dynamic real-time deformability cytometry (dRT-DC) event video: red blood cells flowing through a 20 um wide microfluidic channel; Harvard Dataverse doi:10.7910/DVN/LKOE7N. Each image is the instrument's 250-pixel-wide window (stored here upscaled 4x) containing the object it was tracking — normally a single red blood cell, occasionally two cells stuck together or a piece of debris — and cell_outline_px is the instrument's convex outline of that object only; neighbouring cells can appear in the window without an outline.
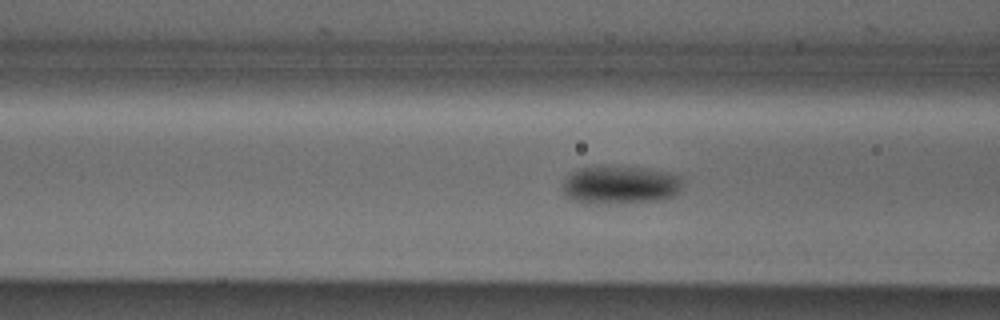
{"species": "Egyptian fruit bat (a non-hibernating species)", "species_latin": "Rousettus aegyptiacus", "temperature_condition": "cold", "stored_images_in_passage": 41, "camera_frame_rate_fps": 3000, "um_per_image_px": 0.085, "animal": {"sex": "male"}, "frame": {"image": 1, "passage_image": 7, "time_ms": 2.0, "image_size_px": [1000, 320], "cell_outline_px": [[684, 184], [680, 192], [676, 196], [664, 200], [600, 204], [584, 204], [564, 196], [560, 188], [564, 180], [576, 168], [604, 164], [612, 164], [648, 168], [668, 172], [684, 176]], "centroid_in_image_um": [52.74, 15.69], "position_along_channel_um": 113.9, "area_um2": 28.32}}
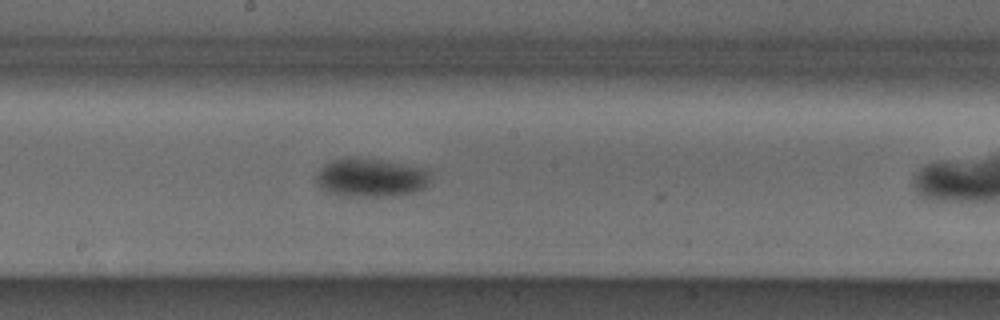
{"frame": {"image": 2, "passage_image": 15, "time_ms": 4.667, "image_size_px": [1000, 320], "cell_outline_px": [[428, 184], [424, 188], [400, 196], [336, 196], [320, 188], [316, 184], [316, 176], [320, 168], [336, 160], [380, 160], [424, 168], [428, 172]], "centroid_in_image_um": [31.51, 15.16], "position_along_channel_um": 216.7, "area_um2": 25.03}}
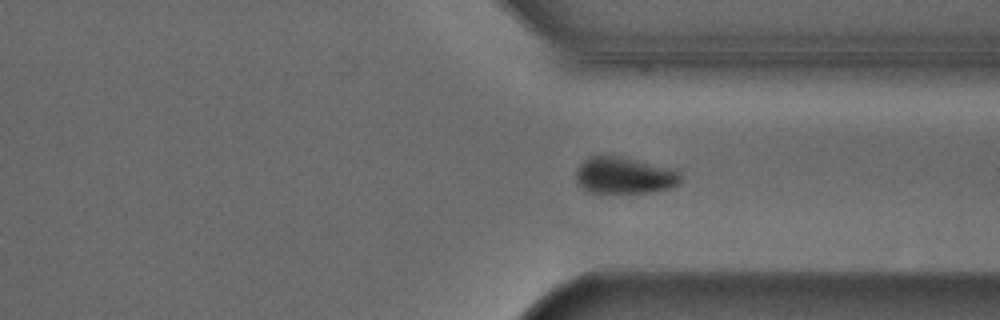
{"frame": {"image": 3, "passage_image": 26, "time_ms": 8.333, "image_size_px": [1000, 320], "cell_outline_px": [[680, 180], [672, 188], [656, 192], [588, 192], [576, 180], [576, 168], [588, 156], [624, 156], [680, 168]], "centroid_in_image_um": [53.15, 14.88], "position_along_channel_um": 358.3, "area_um2": 22.89}, "authors_computed_cell_mechanics": {"area_um2": 24.9696, "velocity_mm_per_s": 3.8605, "shape_relaxation_time_tau1_ms": 3.659, "shape_relaxation_time_tau2_ms": null, "deformation_change_tau1": 0.0709, "deformation_change_tau2": null}}